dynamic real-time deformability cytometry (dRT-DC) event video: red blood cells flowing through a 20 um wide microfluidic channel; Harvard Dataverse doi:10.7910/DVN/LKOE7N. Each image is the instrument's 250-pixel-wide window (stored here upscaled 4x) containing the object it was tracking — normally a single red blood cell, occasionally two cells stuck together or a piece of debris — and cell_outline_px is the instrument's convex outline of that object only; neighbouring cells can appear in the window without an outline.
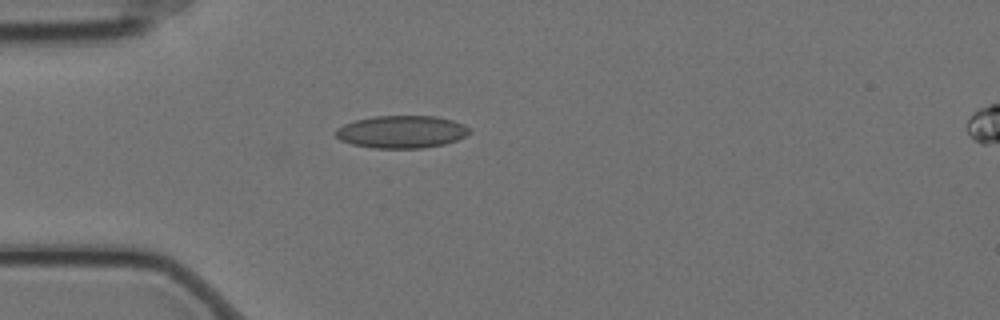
{"species": "Egyptian fruit bat (a non-hibernating species)", "species_latin": "Rousettus aegyptiacus", "temperature_condition": "cold", "stored_images_in_passage": 2, "segment_of_instrument_passage": [1, 2], "camera_frame_rate_fps": 3000, "um_per_image_px": 0.085, "animal": {"sex": "female"}, "frame": {"image": 1, "passage_image": 1, "time_ms": 0.0, "image_size_px": [1000, 320], "cell_outline_px": [[472, 132], [456, 140], [444, 144], [424, 148], [372, 148], [352, 144], [340, 140], [332, 132], [336, 128], [344, 124], [356, 120], [376, 116], [436, 116], [452, 120], [464, 124]], "centroid_in_image_um": [34.11, 11.21], "position_along_channel_um": 50.9, "area_um2": 25.43}}